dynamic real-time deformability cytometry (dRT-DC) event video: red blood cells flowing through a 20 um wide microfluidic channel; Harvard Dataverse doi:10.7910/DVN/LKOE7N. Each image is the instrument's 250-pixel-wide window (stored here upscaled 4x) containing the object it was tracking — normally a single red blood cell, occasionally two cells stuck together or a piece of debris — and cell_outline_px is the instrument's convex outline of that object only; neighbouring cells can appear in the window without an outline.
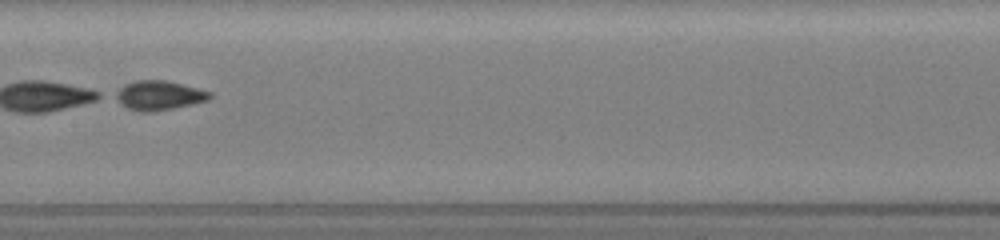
{"species": "common noctule bat (a hibernating species)", "species_latin": "Nyctalus noctula", "temperature_condition": "room temperature", "stored_images_in_passage": 53, "segment_of_instrument_passage": [2, 2], "camera_frame_rate_fps": 3000, "um_per_image_px": 0.085, "animal": {"sex": "female", "body_mass_g": 19.5, "forearm_length_mm": 54.1}, "frame": {"image": 1, "passage_image": 29, "time_ms": 9.333, "image_size_px": [1000, 240], "cell_outline_px": [[212, 96], [208, 100], [192, 104], [152, 112], [140, 112], [128, 108], [120, 104], [112, 96], [112, 92], [124, 84], [136, 80], [164, 80], [212, 92]], "centroid_in_image_um": [13.42, 8.11], "position_along_channel_um": 194.0, "area_um2": 16.24}}